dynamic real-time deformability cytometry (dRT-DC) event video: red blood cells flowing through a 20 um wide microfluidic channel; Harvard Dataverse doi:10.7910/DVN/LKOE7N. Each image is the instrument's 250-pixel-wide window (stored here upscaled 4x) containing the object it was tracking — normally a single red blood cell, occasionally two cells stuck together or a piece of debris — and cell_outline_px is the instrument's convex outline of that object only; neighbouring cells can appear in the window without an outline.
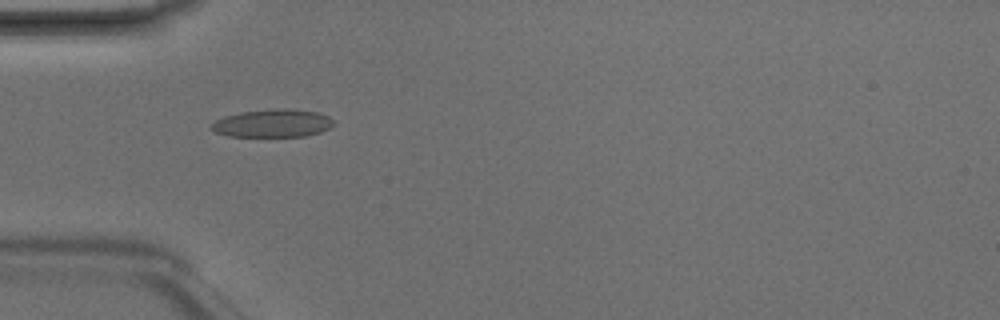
{"species": "Egyptian fruit bat (a non-hibernating species)", "species_latin": "Rousettus aegyptiacus", "temperature_condition": "room temperature", "stored_images_in_passage": 8, "camera_frame_rate_fps": 3000, "um_per_image_px": 0.085, "animal": {"sex": "male"}, "frame": {"image": 1, "passage_image": 3, "time_ms": 0.667, "image_size_px": [1000, 320], "cell_outline_px": [[332, 124], [328, 128], [320, 132], [304, 136], [228, 136], [216, 132], [212, 128], [212, 124], [216, 120], [224, 116], [240, 112], [276, 108], [284, 108], [316, 112], [328, 116], [332, 120]], "centroid_in_image_um": [23.16, 10.47], "position_along_channel_um": 61.8, "area_um2": 19.59}}
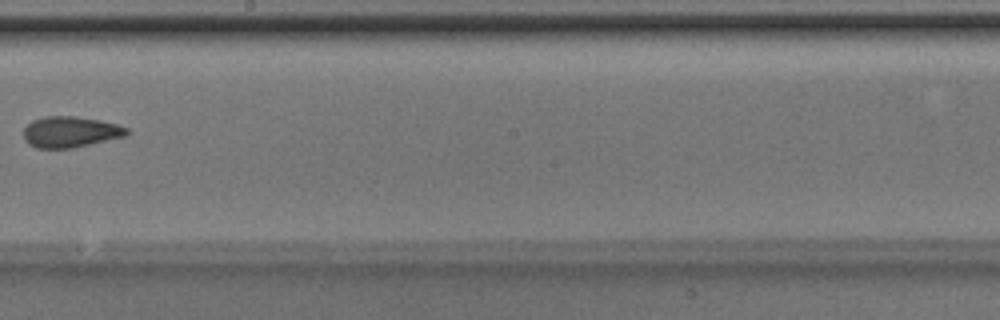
{"frame": {"image": 2, "passage_image": 7, "time_ms": 2.0, "image_size_px": [1000, 320], "cell_outline_px": [[128, 132], [124, 136], [72, 148], [36, 148], [28, 144], [24, 140], [24, 128], [32, 120], [44, 116], [76, 116], [100, 120], [116, 124], [128, 128]], "centroid_in_image_um": [5.93, 11.21], "position_along_channel_um": 242.3, "area_um2": 18.55}}
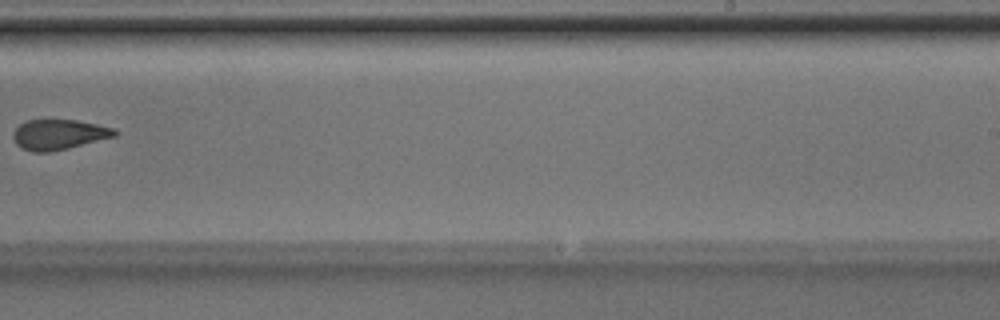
{"frame": {"image": 3, "passage_image": 8, "time_ms": 2.333, "image_size_px": [1000, 320], "cell_outline_px": [[116, 136], [68, 148], [48, 152], [32, 152], [20, 148], [16, 144], [12, 136], [12, 132], [20, 124], [28, 120], [76, 120], [96, 124], [112, 128], [116, 132]], "centroid_in_image_um": [4.94, 11.44], "position_along_channel_um": 284.1, "area_um2": 17.74}}